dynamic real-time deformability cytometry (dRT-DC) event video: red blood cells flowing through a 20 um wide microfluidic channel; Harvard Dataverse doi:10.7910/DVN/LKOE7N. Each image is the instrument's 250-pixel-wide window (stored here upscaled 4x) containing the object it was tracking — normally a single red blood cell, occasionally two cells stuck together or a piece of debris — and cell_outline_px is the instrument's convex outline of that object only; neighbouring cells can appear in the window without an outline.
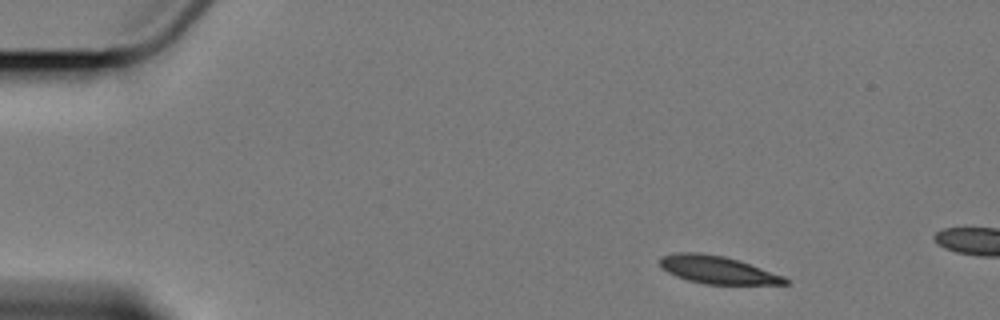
{"species": "Egyptian fruit bat (a non-hibernating species)", "species_latin": "Rousettus aegyptiacus", "temperature_condition": "cold", "stored_images_in_passage": 4, "camera_frame_rate_fps": 3000, "um_per_image_px": 0.085, "animal": {"sex": "female"}, "frame": {"image": 1, "passage_image": 1, "time_ms": 0.0, "image_size_px": [1000, 320], "cell_outline_px": [[792, 280], [788, 284], [704, 284], [688, 280], [676, 276], [660, 268], [660, 256], [676, 252], [700, 252], [724, 256], [784, 276]], "centroid_in_image_um": [60.95, 22.93], "position_along_channel_um": 24.1, "area_um2": 20.17}}